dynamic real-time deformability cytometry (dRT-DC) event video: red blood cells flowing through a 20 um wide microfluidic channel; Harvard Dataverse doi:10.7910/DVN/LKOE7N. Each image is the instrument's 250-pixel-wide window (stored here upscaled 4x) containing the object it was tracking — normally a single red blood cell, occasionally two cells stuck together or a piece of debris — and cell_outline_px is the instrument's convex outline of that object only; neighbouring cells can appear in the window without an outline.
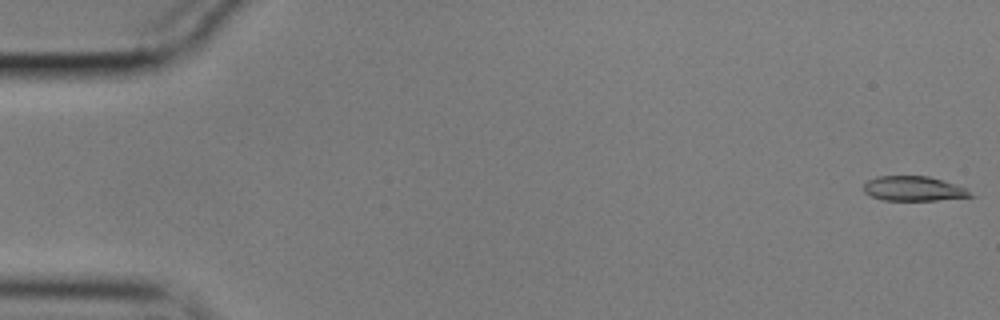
{"species": "common noctule bat (a hibernating species)", "species_latin": "Nyctalus noctula", "temperature_condition": "cold", "stored_images_in_passage": 56, "camera_frame_rate_fps": 3000, "um_per_image_px": 0.085, "animal": {"sex": "male", "body_mass_g": 17.9}, "frame": {"image": 1, "passage_image": 1, "time_ms": 0.0, "image_size_px": [1000, 320], "cell_outline_px": [[976, 196], [936, 200], [880, 200], [864, 192], [864, 184], [868, 180], [876, 176], [928, 176], [964, 188]], "centroid_in_image_um": [77.6, 16.04], "position_along_channel_um": 7.4, "area_um2": 15.14}}
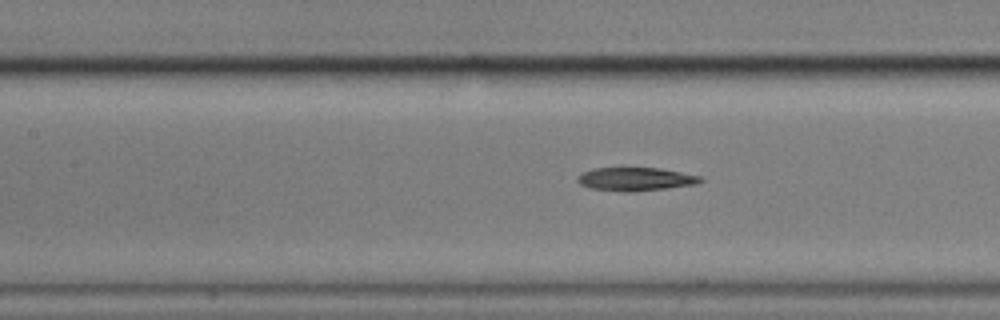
{"frame": {"image": 2, "passage_image": 25, "time_ms": 8.0, "image_size_px": [1000, 320], "cell_outline_px": [[704, 180], [696, 184], [632, 192], [624, 192], [588, 188], [580, 184], [576, 180], [576, 176], [592, 168], [660, 168], [700, 176]], "centroid_in_image_um": [53.97, 15.22], "position_along_channel_um": 153.4, "area_um2": 16.7}}
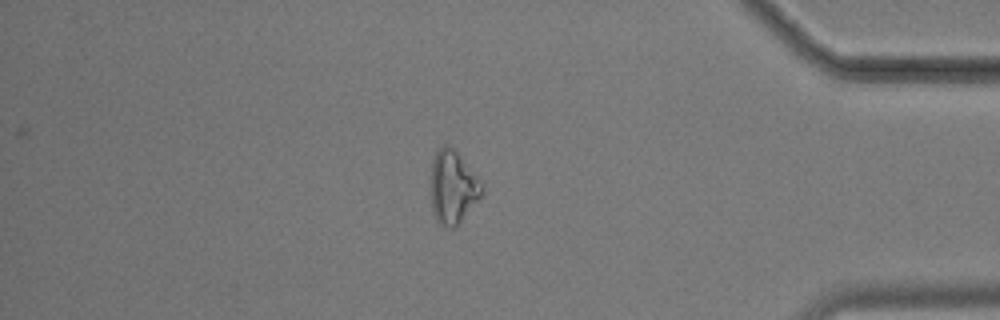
{"frame": {"image": 3, "passage_image": 48, "time_ms": 15.667, "image_size_px": [1000, 320], "cell_outline_px": [[484, 192], [456, 228], [444, 228], [436, 220], [432, 212], [432, 160], [436, 152], [444, 144], [452, 148], [460, 156], [484, 184]], "centroid_in_image_um": [38.51, 15.96], "position_along_channel_um": 396.7, "area_um2": 21.68}, "authors_computed_cell_mechanics": {"area_um2": 16.8198, "velocity_mm_per_s": 3.5705, "shape_relaxation_time_tau1_ms": 10.0654, "shape_relaxation_time_tau2_ms": 9.139, "deformation_change_tau1": 0.2559, "deformation_change_tau2": 0.2576}}